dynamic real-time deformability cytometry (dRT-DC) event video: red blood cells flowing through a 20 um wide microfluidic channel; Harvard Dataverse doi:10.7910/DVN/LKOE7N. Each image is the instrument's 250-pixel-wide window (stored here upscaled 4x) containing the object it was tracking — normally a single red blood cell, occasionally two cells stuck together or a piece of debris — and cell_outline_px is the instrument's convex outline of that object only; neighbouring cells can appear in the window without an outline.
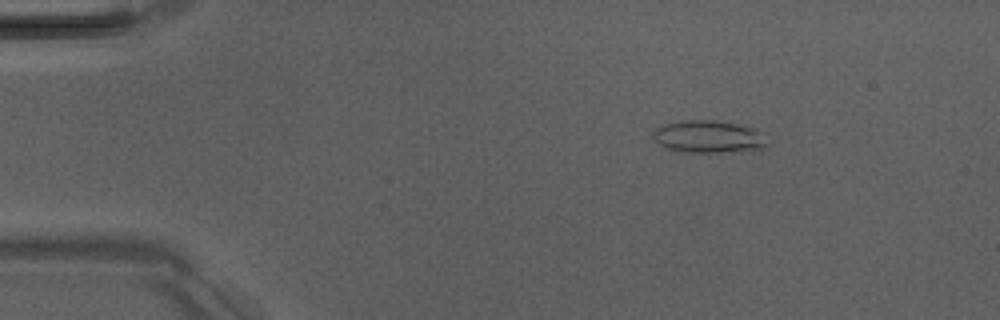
{"species": "Egyptian fruit bat (a non-hibernating species)", "species_latin": "Rousettus aegyptiacus", "temperature_condition": "room temperature", "stored_images_in_passage": 3, "camera_frame_rate_fps": 3000, "um_per_image_px": 0.085, "animal": {"sex": "male"}, "frame": {"image": 1, "passage_image": 1, "time_ms": 0.0, "image_size_px": [1000, 320], "cell_outline_px": [[768, 144], [760, 148], [740, 152], [680, 152], [668, 148], [660, 144], [652, 136], [652, 132], [656, 128], [664, 124], [680, 120], [716, 120], [756, 128], [764, 132]], "centroid_in_image_um": [60.26, 11.61], "position_along_channel_um": 24.7, "area_um2": 21.85}}